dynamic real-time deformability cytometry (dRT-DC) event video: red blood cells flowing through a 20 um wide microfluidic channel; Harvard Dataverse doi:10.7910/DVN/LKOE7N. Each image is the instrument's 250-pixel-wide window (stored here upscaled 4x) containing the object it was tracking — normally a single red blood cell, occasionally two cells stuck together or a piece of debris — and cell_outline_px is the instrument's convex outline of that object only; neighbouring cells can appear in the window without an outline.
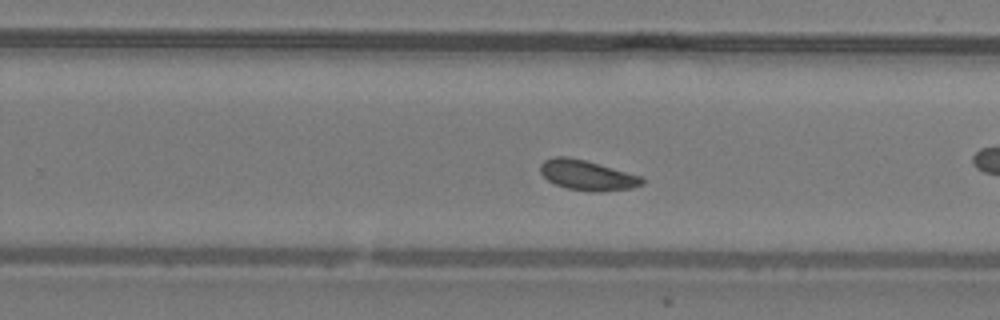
{"species": "common noctule bat (a hibernating species)", "species_latin": "Nyctalus noctula", "temperature_condition": "warm", "stored_images_in_passage": 34, "camera_frame_rate_fps": 3000, "um_per_image_px": 0.085, "animal": {"sex": "male", "body_mass_g": 19.2, "forearm_length_mm": 51.8}, "frame": {"image": 1, "passage_image": 15, "time_ms": 4.667, "image_size_px": [1000, 320], "cell_outline_px": [[644, 184], [632, 188], [604, 192], [592, 192], [568, 188], [556, 184], [548, 180], [540, 172], [540, 164], [544, 160], [552, 156], [568, 156], [584, 160], [644, 176]], "centroid_in_image_um": [49.95, 14.89], "position_along_channel_um": 279.9, "area_um2": 18.03}}